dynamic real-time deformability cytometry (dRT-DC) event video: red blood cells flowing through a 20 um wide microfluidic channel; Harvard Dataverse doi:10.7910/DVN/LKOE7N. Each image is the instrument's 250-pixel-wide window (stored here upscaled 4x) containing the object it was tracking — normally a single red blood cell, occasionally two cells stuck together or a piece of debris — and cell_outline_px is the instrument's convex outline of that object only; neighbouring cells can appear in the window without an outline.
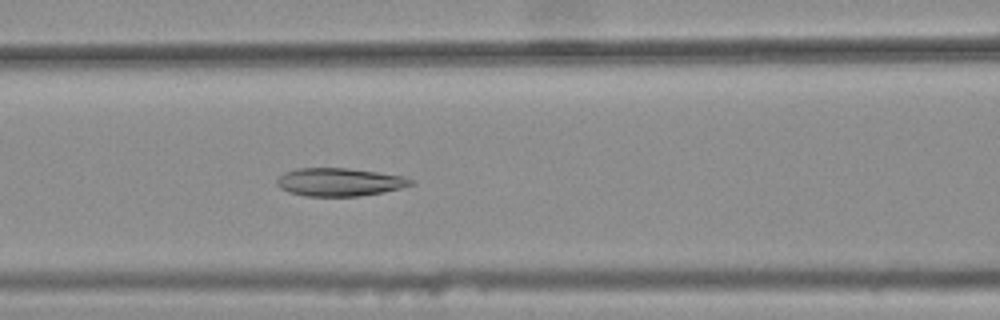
{"species": "common noctule bat (a hibernating species)", "species_latin": "Nyctalus noctula", "temperature_condition": "warm", "stored_images_in_passage": 44, "camera_frame_rate_fps": 3000, "um_per_image_px": 0.085, "animal": {"sex": "female", "body_mass_g": 25.1}, "frame": {"image": 1, "passage_image": 22, "time_ms": 7.0, "image_size_px": [1000, 320], "cell_outline_px": [[416, 184], [384, 192], [356, 196], [304, 196], [288, 192], [280, 188], [276, 184], [276, 180], [284, 172], [300, 168], [348, 168], [404, 176], [412, 180]], "centroid_in_image_um": [28.84, 15.48], "position_along_channel_um": 137.8, "area_um2": 21.91}}
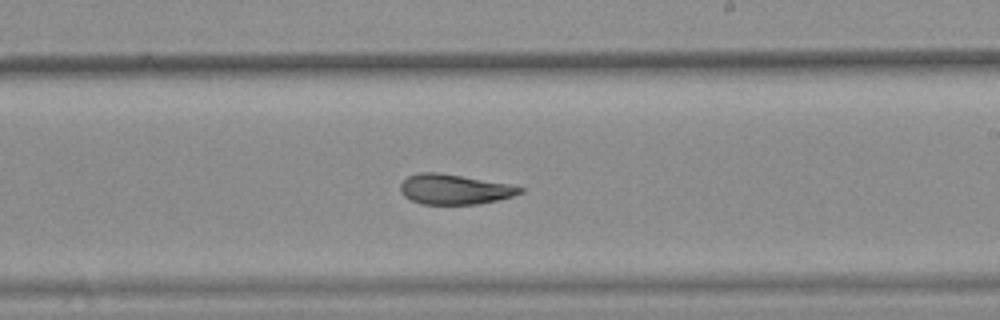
{"frame": {"image": 2, "passage_image": 31, "time_ms": 10.0, "image_size_px": [1000, 320], "cell_outline_px": [[524, 192], [500, 200], [480, 204], [420, 204], [404, 196], [400, 192], [400, 184], [408, 176], [416, 172], [440, 172], [508, 184], [524, 188]], "centroid_in_image_um": [38.61, 16.09], "position_along_channel_um": 250.4, "area_um2": 21.1}}
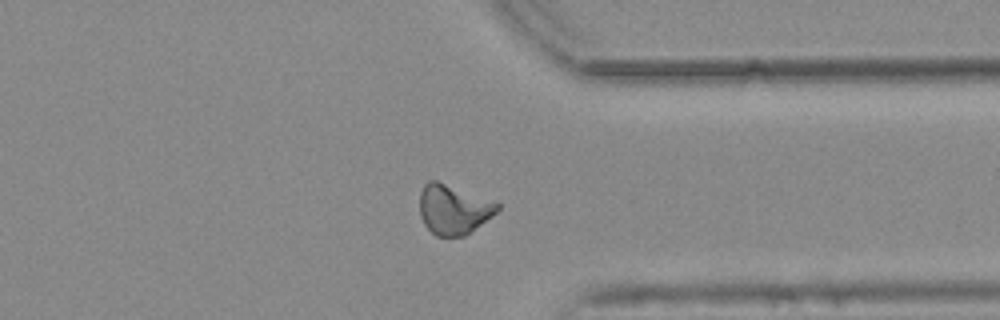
{"frame": {"image": 3, "passage_image": 41, "time_ms": 13.333, "image_size_px": [1000, 320], "cell_outline_px": [[500, 208], [492, 216], [464, 236], [436, 236], [424, 224], [420, 216], [420, 192], [424, 184], [428, 180], [436, 180], [500, 204]], "centroid_in_image_um": [38.51, 17.8], "position_along_channel_um": 372.9, "area_um2": 22.14}, "authors_computed_cell_mechanics": {"area_um2": 22.1663, "velocity_mm_per_s": 3.7618, "shape_relaxation_time_tau1_ms": null, "shape_relaxation_time_tau2_ms": 3.1233, "deformation_change_tau1": null, "deformation_change_tau2": 0.0935}}